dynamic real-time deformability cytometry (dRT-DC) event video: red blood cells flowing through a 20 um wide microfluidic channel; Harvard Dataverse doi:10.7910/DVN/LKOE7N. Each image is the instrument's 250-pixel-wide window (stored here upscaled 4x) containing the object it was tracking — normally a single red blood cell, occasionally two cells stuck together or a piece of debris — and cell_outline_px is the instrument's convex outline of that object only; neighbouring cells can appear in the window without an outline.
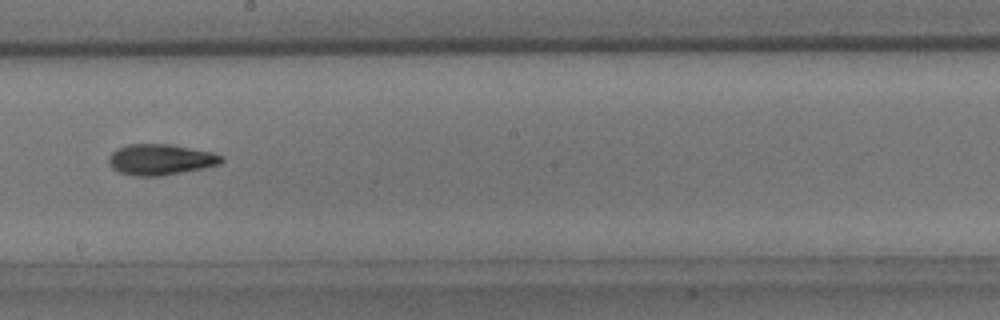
{"species": "common noctule bat (a hibernating species)", "species_latin": "Nyctalus noctula", "temperature_condition": "room temperature", "stored_images_in_passage": 36, "camera_frame_rate_fps": 3000, "um_per_image_px": 0.085, "animal": {"sex": "male", "body_mass_g": 15.6}, "frame": {"image": 1, "passage_image": 16, "time_ms": 5.0, "image_size_px": [1000, 320], "cell_outline_px": [[224, 160], [220, 164], [204, 168], [160, 176], [132, 176], [120, 172], [112, 168], [108, 164], [108, 156], [116, 148], [128, 144], [168, 144], [212, 152], [224, 156]], "centroid_in_image_um": [13.62, 13.56], "position_along_channel_um": 234.6, "area_um2": 20.4}}